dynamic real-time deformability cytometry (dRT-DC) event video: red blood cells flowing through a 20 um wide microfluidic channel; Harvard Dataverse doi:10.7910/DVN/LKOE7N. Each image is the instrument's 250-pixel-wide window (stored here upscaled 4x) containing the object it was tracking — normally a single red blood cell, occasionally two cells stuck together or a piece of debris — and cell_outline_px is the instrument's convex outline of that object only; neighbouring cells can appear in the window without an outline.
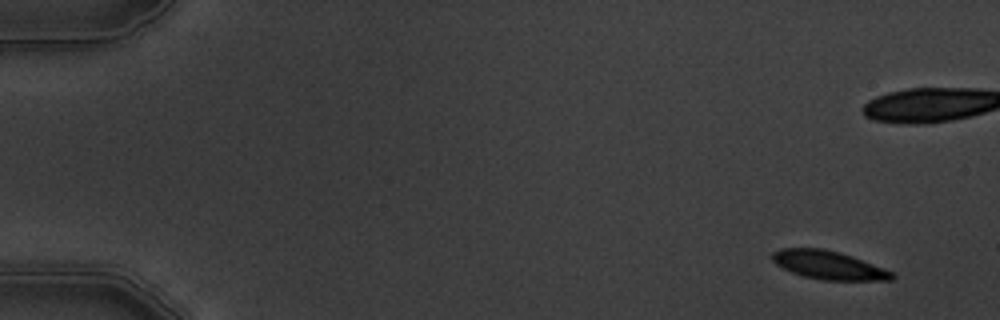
{"species": "common noctule bat (a hibernating species)", "species_latin": "Nyctalus noctula", "temperature_condition": "warm", "stored_images_in_passage": 6, "camera_frame_rate_fps": 3000, "um_per_image_px": 0.085, "animal": {"sex": "male", "body_mass_g": 19.5, "forearm_length_mm": 54.6}, "frame": {"image": 1, "passage_image": 1, "time_ms": 0.0, "image_size_px": [1000, 320], "cell_outline_px": [[896, 276], [892, 280], [820, 280], [804, 276], [792, 272], [776, 264], [772, 260], [772, 252], [780, 248], [824, 248], [840, 252], [852, 256], [884, 268], [892, 272]], "centroid_in_image_um": [70.43, 22.53], "position_along_channel_um": 14.6, "area_um2": 19.83}}